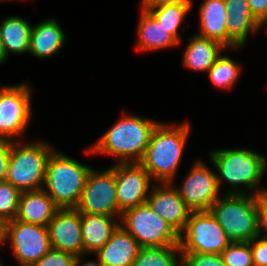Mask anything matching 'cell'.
I'll return each mask as SVG.
<instances>
[{
  "instance_id": "obj_39",
  "label": "cell",
  "mask_w": 267,
  "mask_h": 266,
  "mask_svg": "<svg viewBox=\"0 0 267 266\" xmlns=\"http://www.w3.org/2000/svg\"><path fill=\"white\" fill-rule=\"evenodd\" d=\"M4 242L3 241V224L0 222V244Z\"/></svg>"
},
{
  "instance_id": "obj_8",
  "label": "cell",
  "mask_w": 267,
  "mask_h": 266,
  "mask_svg": "<svg viewBox=\"0 0 267 266\" xmlns=\"http://www.w3.org/2000/svg\"><path fill=\"white\" fill-rule=\"evenodd\" d=\"M230 243L210 211L191 212L179 235L181 254H221Z\"/></svg>"
},
{
  "instance_id": "obj_20",
  "label": "cell",
  "mask_w": 267,
  "mask_h": 266,
  "mask_svg": "<svg viewBox=\"0 0 267 266\" xmlns=\"http://www.w3.org/2000/svg\"><path fill=\"white\" fill-rule=\"evenodd\" d=\"M228 12L224 0H205L200 8L201 32L198 35L220 42L229 48L226 20Z\"/></svg>"
},
{
  "instance_id": "obj_1",
  "label": "cell",
  "mask_w": 267,
  "mask_h": 266,
  "mask_svg": "<svg viewBox=\"0 0 267 266\" xmlns=\"http://www.w3.org/2000/svg\"><path fill=\"white\" fill-rule=\"evenodd\" d=\"M190 131L189 123L178 126L158 123L139 163L158 183H172Z\"/></svg>"
},
{
  "instance_id": "obj_15",
  "label": "cell",
  "mask_w": 267,
  "mask_h": 266,
  "mask_svg": "<svg viewBox=\"0 0 267 266\" xmlns=\"http://www.w3.org/2000/svg\"><path fill=\"white\" fill-rule=\"evenodd\" d=\"M146 202L157 215L168 222L179 234L185 228L191 210L171 183L153 186Z\"/></svg>"
},
{
  "instance_id": "obj_28",
  "label": "cell",
  "mask_w": 267,
  "mask_h": 266,
  "mask_svg": "<svg viewBox=\"0 0 267 266\" xmlns=\"http://www.w3.org/2000/svg\"><path fill=\"white\" fill-rule=\"evenodd\" d=\"M21 192L8 181L0 182V222L14 220L17 216Z\"/></svg>"
},
{
  "instance_id": "obj_13",
  "label": "cell",
  "mask_w": 267,
  "mask_h": 266,
  "mask_svg": "<svg viewBox=\"0 0 267 266\" xmlns=\"http://www.w3.org/2000/svg\"><path fill=\"white\" fill-rule=\"evenodd\" d=\"M113 172L116 180L117 204L122 213L146 203L151 177L139 162H119L113 166Z\"/></svg>"
},
{
  "instance_id": "obj_31",
  "label": "cell",
  "mask_w": 267,
  "mask_h": 266,
  "mask_svg": "<svg viewBox=\"0 0 267 266\" xmlns=\"http://www.w3.org/2000/svg\"><path fill=\"white\" fill-rule=\"evenodd\" d=\"M75 261L74 255L52 248L33 266H75Z\"/></svg>"
},
{
  "instance_id": "obj_27",
  "label": "cell",
  "mask_w": 267,
  "mask_h": 266,
  "mask_svg": "<svg viewBox=\"0 0 267 266\" xmlns=\"http://www.w3.org/2000/svg\"><path fill=\"white\" fill-rule=\"evenodd\" d=\"M207 72L214 85L230 89L236 83L240 74V66L233 59L220 55Z\"/></svg>"
},
{
  "instance_id": "obj_37",
  "label": "cell",
  "mask_w": 267,
  "mask_h": 266,
  "mask_svg": "<svg viewBox=\"0 0 267 266\" xmlns=\"http://www.w3.org/2000/svg\"><path fill=\"white\" fill-rule=\"evenodd\" d=\"M80 259H81V256L76 257L75 266H79L80 265L79 264L80 261H81ZM81 266H103V265L98 260V262L97 261H88L86 263H83Z\"/></svg>"
},
{
  "instance_id": "obj_9",
  "label": "cell",
  "mask_w": 267,
  "mask_h": 266,
  "mask_svg": "<svg viewBox=\"0 0 267 266\" xmlns=\"http://www.w3.org/2000/svg\"><path fill=\"white\" fill-rule=\"evenodd\" d=\"M7 239L21 266H33L52 249L47 227L17 219L3 224V241Z\"/></svg>"
},
{
  "instance_id": "obj_24",
  "label": "cell",
  "mask_w": 267,
  "mask_h": 266,
  "mask_svg": "<svg viewBox=\"0 0 267 266\" xmlns=\"http://www.w3.org/2000/svg\"><path fill=\"white\" fill-rule=\"evenodd\" d=\"M31 29L26 20L17 16L7 17L1 22L0 34L6 57L8 52H29Z\"/></svg>"
},
{
  "instance_id": "obj_2",
  "label": "cell",
  "mask_w": 267,
  "mask_h": 266,
  "mask_svg": "<svg viewBox=\"0 0 267 266\" xmlns=\"http://www.w3.org/2000/svg\"><path fill=\"white\" fill-rule=\"evenodd\" d=\"M158 122L138 116L124 115L87 153L114 155L120 163L139 162L147 149Z\"/></svg>"
},
{
  "instance_id": "obj_25",
  "label": "cell",
  "mask_w": 267,
  "mask_h": 266,
  "mask_svg": "<svg viewBox=\"0 0 267 266\" xmlns=\"http://www.w3.org/2000/svg\"><path fill=\"white\" fill-rule=\"evenodd\" d=\"M192 5V3H154L142 7L180 43L178 29Z\"/></svg>"
},
{
  "instance_id": "obj_17",
  "label": "cell",
  "mask_w": 267,
  "mask_h": 266,
  "mask_svg": "<svg viewBox=\"0 0 267 266\" xmlns=\"http://www.w3.org/2000/svg\"><path fill=\"white\" fill-rule=\"evenodd\" d=\"M140 248L139 243L120 224L110 240L96 252L97 260L103 266H133Z\"/></svg>"
},
{
  "instance_id": "obj_21",
  "label": "cell",
  "mask_w": 267,
  "mask_h": 266,
  "mask_svg": "<svg viewBox=\"0 0 267 266\" xmlns=\"http://www.w3.org/2000/svg\"><path fill=\"white\" fill-rule=\"evenodd\" d=\"M65 38L64 31L56 20H45L32 26L29 52L41 59L52 56L62 48Z\"/></svg>"
},
{
  "instance_id": "obj_30",
  "label": "cell",
  "mask_w": 267,
  "mask_h": 266,
  "mask_svg": "<svg viewBox=\"0 0 267 266\" xmlns=\"http://www.w3.org/2000/svg\"><path fill=\"white\" fill-rule=\"evenodd\" d=\"M182 266H226L220 254H181Z\"/></svg>"
},
{
  "instance_id": "obj_23",
  "label": "cell",
  "mask_w": 267,
  "mask_h": 266,
  "mask_svg": "<svg viewBox=\"0 0 267 266\" xmlns=\"http://www.w3.org/2000/svg\"><path fill=\"white\" fill-rule=\"evenodd\" d=\"M140 50H156L179 44L154 17L143 8L138 26Z\"/></svg>"
},
{
  "instance_id": "obj_6",
  "label": "cell",
  "mask_w": 267,
  "mask_h": 266,
  "mask_svg": "<svg viewBox=\"0 0 267 266\" xmlns=\"http://www.w3.org/2000/svg\"><path fill=\"white\" fill-rule=\"evenodd\" d=\"M52 151L44 142L22 146L13 140L6 181L20 192L43 189L41 185L45 182L46 164Z\"/></svg>"
},
{
  "instance_id": "obj_38",
  "label": "cell",
  "mask_w": 267,
  "mask_h": 266,
  "mask_svg": "<svg viewBox=\"0 0 267 266\" xmlns=\"http://www.w3.org/2000/svg\"><path fill=\"white\" fill-rule=\"evenodd\" d=\"M8 57L5 55L4 47L2 44L1 34H0V64L4 63Z\"/></svg>"
},
{
  "instance_id": "obj_32",
  "label": "cell",
  "mask_w": 267,
  "mask_h": 266,
  "mask_svg": "<svg viewBox=\"0 0 267 266\" xmlns=\"http://www.w3.org/2000/svg\"><path fill=\"white\" fill-rule=\"evenodd\" d=\"M260 237L258 235L249 241L253 253V263L254 266H267V238L262 237V239H258Z\"/></svg>"
},
{
  "instance_id": "obj_33",
  "label": "cell",
  "mask_w": 267,
  "mask_h": 266,
  "mask_svg": "<svg viewBox=\"0 0 267 266\" xmlns=\"http://www.w3.org/2000/svg\"><path fill=\"white\" fill-rule=\"evenodd\" d=\"M12 141L0 139V182L6 181Z\"/></svg>"
},
{
  "instance_id": "obj_19",
  "label": "cell",
  "mask_w": 267,
  "mask_h": 266,
  "mask_svg": "<svg viewBox=\"0 0 267 266\" xmlns=\"http://www.w3.org/2000/svg\"><path fill=\"white\" fill-rule=\"evenodd\" d=\"M84 254L97 252L120 225L112 216L80 213Z\"/></svg>"
},
{
  "instance_id": "obj_10",
  "label": "cell",
  "mask_w": 267,
  "mask_h": 266,
  "mask_svg": "<svg viewBox=\"0 0 267 266\" xmlns=\"http://www.w3.org/2000/svg\"><path fill=\"white\" fill-rule=\"evenodd\" d=\"M80 213L112 216L122 212L118 208L116 180L113 167L106 171L96 172L91 169L79 202L75 207Z\"/></svg>"
},
{
  "instance_id": "obj_16",
  "label": "cell",
  "mask_w": 267,
  "mask_h": 266,
  "mask_svg": "<svg viewBox=\"0 0 267 266\" xmlns=\"http://www.w3.org/2000/svg\"><path fill=\"white\" fill-rule=\"evenodd\" d=\"M228 18L226 20L229 47H243L249 31L257 32L262 24L255 18L248 0H224Z\"/></svg>"
},
{
  "instance_id": "obj_18",
  "label": "cell",
  "mask_w": 267,
  "mask_h": 266,
  "mask_svg": "<svg viewBox=\"0 0 267 266\" xmlns=\"http://www.w3.org/2000/svg\"><path fill=\"white\" fill-rule=\"evenodd\" d=\"M58 207L43 189L21 192L15 219L47 227Z\"/></svg>"
},
{
  "instance_id": "obj_35",
  "label": "cell",
  "mask_w": 267,
  "mask_h": 266,
  "mask_svg": "<svg viewBox=\"0 0 267 266\" xmlns=\"http://www.w3.org/2000/svg\"><path fill=\"white\" fill-rule=\"evenodd\" d=\"M255 18L263 25L267 24V0H248Z\"/></svg>"
},
{
  "instance_id": "obj_34",
  "label": "cell",
  "mask_w": 267,
  "mask_h": 266,
  "mask_svg": "<svg viewBox=\"0 0 267 266\" xmlns=\"http://www.w3.org/2000/svg\"><path fill=\"white\" fill-rule=\"evenodd\" d=\"M257 205L259 208V235L265 230L267 233V189H262V191L256 195ZM263 237H266L263 235Z\"/></svg>"
},
{
  "instance_id": "obj_14",
  "label": "cell",
  "mask_w": 267,
  "mask_h": 266,
  "mask_svg": "<svg viewBox=\"0 0 267 266\" xmlns=\"http://www.w3.org/2000/svg\"><path fill=\"white\" fill-rule=\"evenodd\" d=\"M47 228L53 249L75 257L84 255L81 216L76 208H58Z\"/></svg>"
},
{
  "instance_id": "obj_11",
  "label": "cell",
  "mask_w": 267,
  "mask_h": 266,
  "mask_svg": "<svg viewBox=\"0 0 267 266\" xmlns=\"http://www.w3.org/2000/svg\"><path fill=\"white\" fill-rule=\"evenodd\" d=\"M31 90L27 84L0 88V139L11 141L25 132L32 115Z\"/></svg>"
},
{
  "instance_id": "obj_4",
  "label": "cell",
  "mask_w": 267,
  "mask_h": 266,
  "mask_svg": "<svg viewBox=\"0 0 267 266\" xmlns=\"http://www.w3.org/2000/svg\"><path fill=\"white\" fill-rule=\"evenodd\" d=\"M92 168L52 151L46 164L45 190L58 208H75Z\"/></svg>"
},
{
  "instance_id": "obj_26",
  "label": "cell",
  "mask_w": 267,
  "mask_h": 266,
  "mask_svg": "<svg viewBox=\"0 0 267 266\" xmlns=\"http://www.w3.org/2000/svg\"><path fill=\"white\" fill-rule=\"evenodd\" d=\"M178 253L181 256L179 246L141 247L133 266H181L176 257Z\"/></svg>"
},
{
  "instance_id": "obj_36",
  "label": "cell",
  "mask_w": 267,
  "mask_h": 266,
  "mask_svg": "<svg viewBox=\"0 0 267 266\" xmlns=\"http://www.w3.org/2000/svg\"><path fill=\"white\" fill-rule=\"evenodd\" d=\"M154 3H192L191 0H143L142 5H151Z\"/></svg>"
},
{
  "instance_id": "obj_5",
  "label": "cell",
  "mask_w": 267,
  "mask_h": 266,
  "mask_svg": "<svg viewBox=\"0 0 267 266\" xmlns=\"http://www.w3.org/2000/svg\"><path fill=\"white\" fill-rule=\"evenodd\" d=\"M210 157L218 170L219 189L224 179L232 187L237 188L242 184L252 192L256 190L255 195L262 191L258 189L257 192V186L267 169V158L261 154L248 149H223L211 152Z\"/></svg>"
},
{
  "instance_id": "obj_7",
  "label": "cell",
  "mask_w": 267,
  "mask_h": 266,
  "mask_svg": "<svg viewBox=\"0 0 267 266\" xmlns=\"http://www.w3.org/2000/svg\"><path fill=\"white\" fill-rule=\"evenodd\" d=\"M121 219L124 223L121 226L141 247L179 246L180 234L147 202L125 210Z\"/></svg>"
},
{
  "instance_id": "obj_12",
  "label": "cell",
  "mask_w": 267,
  "mask_h": 266,
  "mask_svg": "<svg viewBox=\"0 0 267 266\" xmlns=\"http://www.w3.org/2000/svg\"><path fill=\"white\" fill-rule=\"evenodd\" d=\"M191 212L209 211L218 199L217 174L197 160L181 188H176Z\"/></svg>"
},
{
  "instance_id": "obj_22",
  "label": "cell",
  "mask_w": 267,
  "mask_h": 266,
  "mask_svg": "<svg viewBox=\"0 0 267 266\" xmlns=\"http://www.w3.org/2000/svg\"><path fill=\"white\" fill-rule=\"evenodd\" d=\"M188 40L190 42L184 51L183 65L196 71H208L221 55V49L226 48L220 42L198 34Z\"/></svg>"
},
{
  "instance_id": "obj_29",
  "label": "cell",
  "mask_w": 267,
  "mask_h": 266,
  "mask_svg": "<svg viewBox=\"0 0 267 266\" xmlns=\"http://www.w3.org/2000/svg\"><path fill=\"white\" fill-rule=\"evenodd\" d=\"M220 255L226 266H254L250 242H231Z\"/></svg>"
},
{
  "instance_id": "obj_3",
  "label": "cell",
  "mask_w": 267,
  "mask_h": 266,
  "mask_svg": "<svg viewBox=\"0 0 267 266\" xmlns=\"http://www.w3.org/2000/svg\"><path fill=\"white\" fill-rule=\"evenodd\" d=\"M238 190L218 198L209 211L231 242H249L259 235V208L255 194Z\"/></svg>"
}]
</instances>
